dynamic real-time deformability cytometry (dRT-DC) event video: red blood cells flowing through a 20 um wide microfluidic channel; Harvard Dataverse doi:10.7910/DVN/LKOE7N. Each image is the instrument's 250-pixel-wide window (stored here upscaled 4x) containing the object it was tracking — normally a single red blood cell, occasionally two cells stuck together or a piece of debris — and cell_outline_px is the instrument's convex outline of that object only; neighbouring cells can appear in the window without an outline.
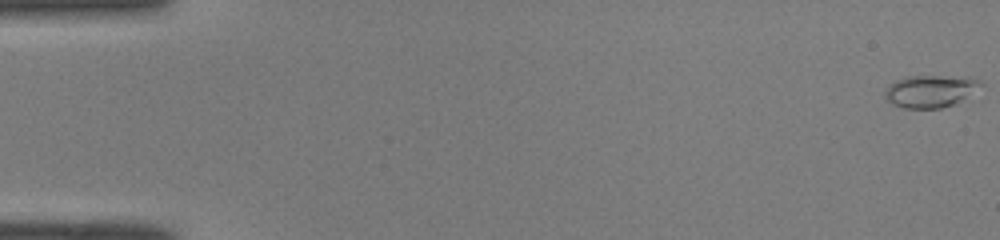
{"species": "common noctule bat (a hibernating species)", "species_latin": "Nyctalus noctula", "temperature_condition": "room temperature", "stored_images_in_passage": 51, "camera_frame_rate_fps": 3000, "um_per_image_px": 0.085, "animal": {"sex": "male", "body_mass_g": 19.0, "forearm_length_mm": 50.8}, "frame": {"image": 1, "passage_image": 1, "time_ms": 0.0, "image_size_px": [1000, 240], "cell_outline_px": [[984, 84], [956, 104], [940, 108], [904, 108], [892, 104], [884, 96], [884, 92], [888, 84], [904, 76], [972, 76], [980, 80]], "centroid_in_image_um": [79.09, 7.73], "position_along_channel_um": 5.9, "area_um2": 18.32}}
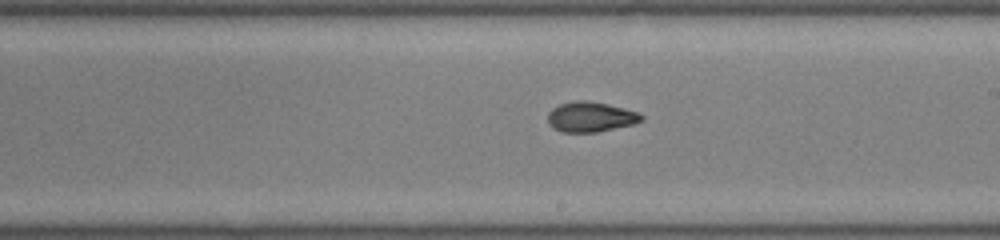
{"frame": {"image": 2, "passage_image": 30, "time_ms": 9.667, "image_size_px": [1000, 240], "cell_outline_px": [[644, 120], [632, 124], [596, 132], [560, 132], [552, 128], [548, 124], [548, 112], [552, 108], [560, 104], [576, 100], [584, 100], [624, 108], [636, 112], [644, 116]], "centroid_in_image_um": [50.15, 9.94], "position_along_channel_um": 238.8, "area_um2": 16.3}}
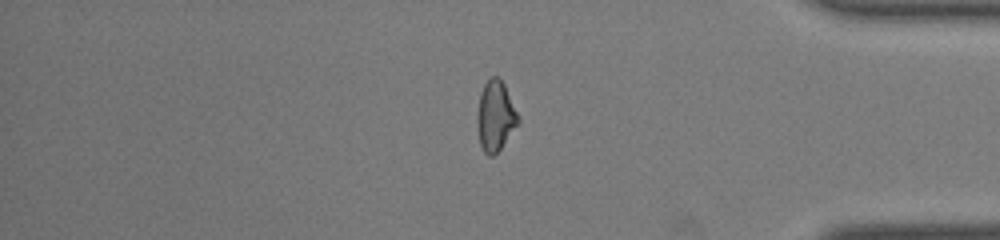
{"frame": {"image": 3, "passage_image": 43, "time_ms": 14.0, "image_size_px": [1000, 240], "cell_outline_px": [[520, 120], [500, 148], [492, 156], [488, 156], [484, 152], [480, 144], [476, 120], [476, 116], [480, 92], [484, 84], [492, 76], [496, 76], [504, 84]], "centroid_in_image_um": [42.07, 9.85], "position_along_channel_um": 393.1, "area_um2": 16.42}, "authors_computed_cell_mechanics": {"area_um2": 16.4152, "velocity_mm_per_s": 4.1029, "shape_relaxation_time_tau1_ms": null, "shape_relaxation_time_tau2_ms": 2.7007, "deformation_change_tau1": null, "deformation_change_tau2": 0.0888}}